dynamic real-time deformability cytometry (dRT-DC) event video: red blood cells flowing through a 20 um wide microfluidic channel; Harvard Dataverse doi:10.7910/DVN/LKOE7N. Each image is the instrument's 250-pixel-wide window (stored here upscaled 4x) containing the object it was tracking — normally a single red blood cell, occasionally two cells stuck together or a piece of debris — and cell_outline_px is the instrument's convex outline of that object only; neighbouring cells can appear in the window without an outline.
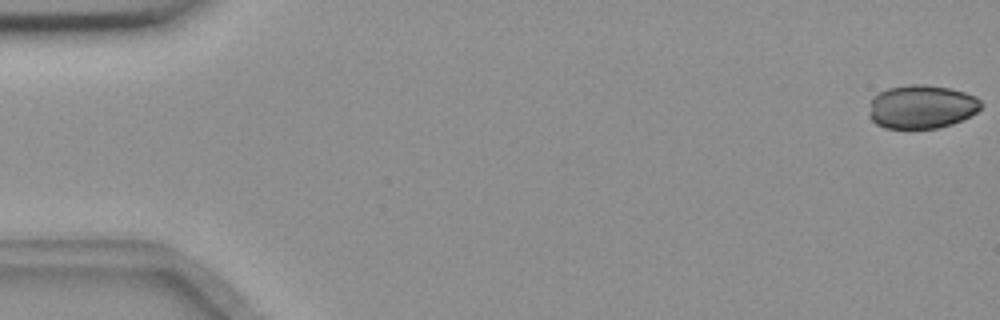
{"species": "common noctule bat (a hibernating species)", "species_latin": "Nyctalus noctula", "temperature_condition": "room temperature", "stored_images_in_passage": 50, "camera_frame_rate_fps": 3000, "um_per_image_px": 0.085, "animal": {"sex": "female", "body_mass_g": 18.4}, "frame": {"image": 1, "passage_image": 1, "time_ms": 0.0, "image_size_px": [1000, 320], "cell_outline_px": [[984, 104], [972, 116], [952, 124], [936, 128], [884, 128], [876, 124], [868, 116], [872, 96], [888, 88], [908, 84], [924, 84], [948, 88], [964, 92], [976, 96]], "centroid_in_image_um": [78.34, 9.07], "position_along_channel_um": 6.7, "area_um2": 28.67}}
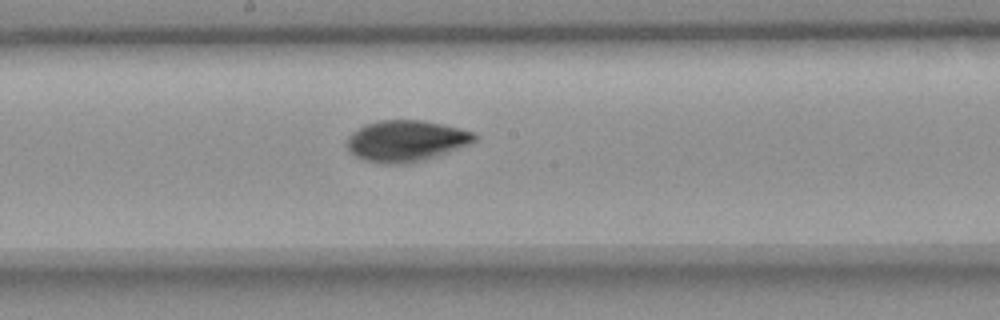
{"frame": {"image": 2, "passage_image": 30, "time_ms": 9.667, "image_size_px": [1000, 320], "cell_outline_px": [[476, 140], [468, 144], [428, 160], [412, 164], [380, 164], [364, 160], [348, 152], [344, 144], [348, 136], [352, 132], [364, 124], [376, 120], [424, 120], [460, 128], [472, 132], [476, 136]], "centroid_in_image_um": [34.45, 11.99], "position_along_channel_um": 213.8, "area_um2": 31.21}}
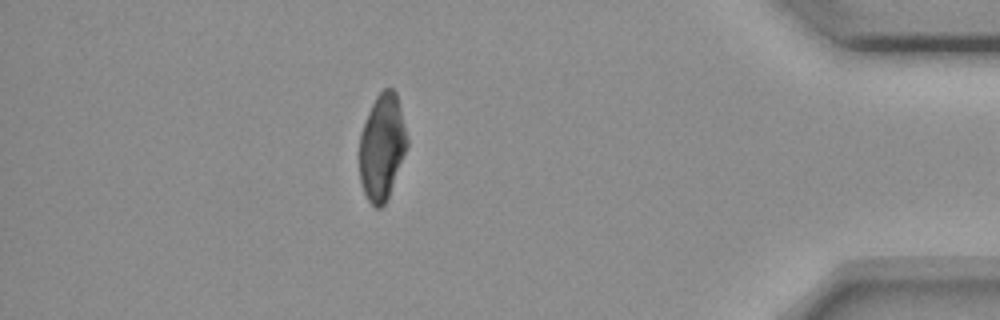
{"frame": {"image": 3, "passage_image": 49, "time_ms": 16.0, "image_size_px": [1000, 320], "cell_outline_px": [[408, 144], [388, 200], [380, 208], [376, 208], [368, 200], [360, 184], [360, 132], [368, 112], [376, 96], [384, 88], [392, 88], [396, 92], [408, 136]], "centroid_in_image_um": [32.48, 12.5], "position_along_channel_um": 402.7, "area_um2": 29.59}}